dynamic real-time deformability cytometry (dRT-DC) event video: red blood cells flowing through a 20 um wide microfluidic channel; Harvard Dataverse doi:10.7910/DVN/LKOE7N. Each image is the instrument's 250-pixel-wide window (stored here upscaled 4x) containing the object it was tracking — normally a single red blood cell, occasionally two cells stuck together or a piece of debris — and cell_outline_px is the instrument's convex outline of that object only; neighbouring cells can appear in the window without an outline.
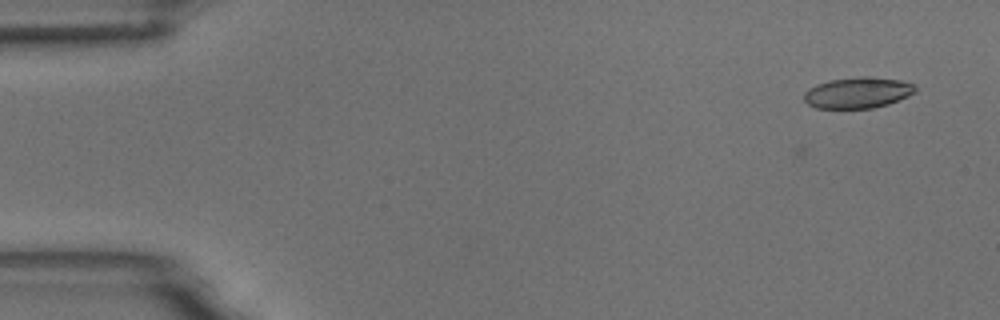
{"species": "common noctule bat (a hibernating species)", "species_latin": "Nyctalus noctula", "temperature_condition": "room temperature", "stored_images_in_passage": 9, "camera_frame_rate_fps": 3000, "um_per_image_px": 0.085, "animal": {"sex": "male", "body_mass_g": 18.8}, "frame": {"image": 1, "passage_image": 3, "time_ms": 2.333, "image_size_px": [1000, 320], "cell_outline_px": [[916, 92], [908, 96], [888, 104], [872, 108], [816, 108], [808, 104], [804, 100], [804, 92], [808, 88], [816, 84], [832, 80], [860, 76], [868, 76], [900, 80], [912, 84], [916, 88]], "centroid_in_image_um": [72.89, 7.88], "position_along_channel_um": 12.1, "area_um2": 20.06}}
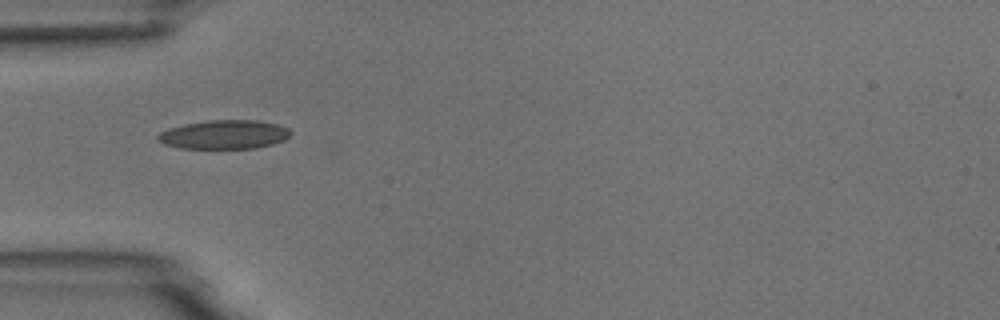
{"frame": {"image": 2, "passage_image": 7, "time_ms": 7.0, "image_size_px": [1000, 320], "cell_outline_px": [[292, 132], [284, 140], [272, 144], [252, 148], [180, 148], [164, 144], [156, 140], [156, 136], [160, 132], [168, 128], [184, 124], [208, 120], [256, 120], [276, 124], [288, 128]], "centroid_in_image_um": [19.02, 11.43], "position_along_channel_um": 66.0, "area_um2": 22.31}}